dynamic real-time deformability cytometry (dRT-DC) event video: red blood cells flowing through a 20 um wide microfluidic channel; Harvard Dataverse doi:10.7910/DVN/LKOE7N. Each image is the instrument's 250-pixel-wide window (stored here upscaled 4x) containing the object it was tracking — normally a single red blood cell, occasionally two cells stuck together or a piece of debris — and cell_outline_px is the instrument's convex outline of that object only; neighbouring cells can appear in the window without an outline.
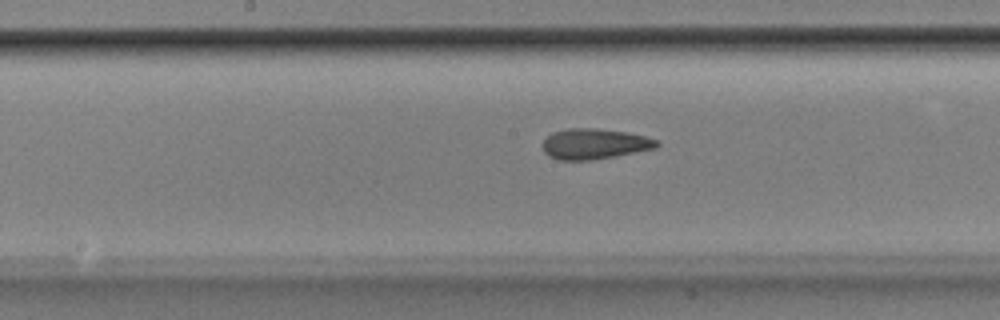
{"species": "Egyptian fruit bat (a non-hibernating species)", "species_latin": "Rousettus aegyptiacus", "temperature_condition": "room temperature", "stored_images_in_passage": 37, "camera_frame_rate_fps": 3000, "um_per_image_px": 0.085, "animal": {"sex": "male"}, "frame": {"image": 1, "passage_image": 12, "time_ms": 3.667, "image_size_px": [1000, 320], "cell_outline_px": [[660, 144], [656, 148], [616, 156], [592, 160], [560, 160], [548, 156], [544, 152], [544, 140], [552, 132], [568, 128], [596, 128], [628, 132], [660, 140]], "centroid_in_image_um": [50.56, 12.23], "position_along_channel_um": 197.6, "area_um2": 20.4}}
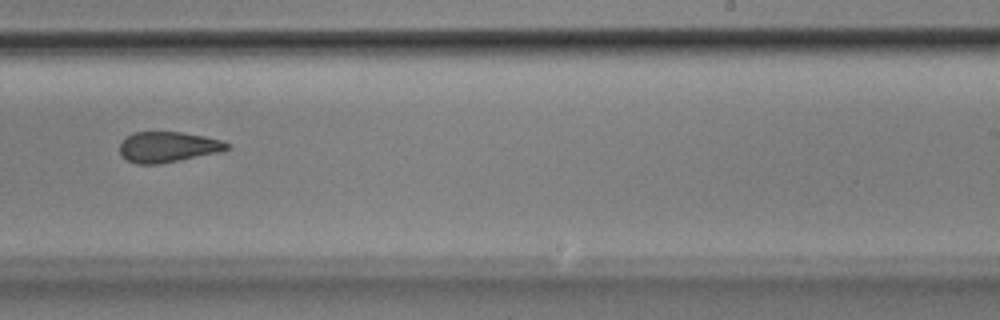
{"frame": {"image": 2, "passage_image": 18, "time_ms": 5.667, "image_size_px": [1000, 320], "cell_outline_px": [[232, 148], [216, 152], [160, 164], [136, 164], [120, 156], [120, 144], [132, 132], [180, 132], [204, 136], [224, 140], [232, 144]], "centroid_in_image_um": [14.29, 12.49], "position_along_channel_um": 274.7, "area_um2": 19.07}}
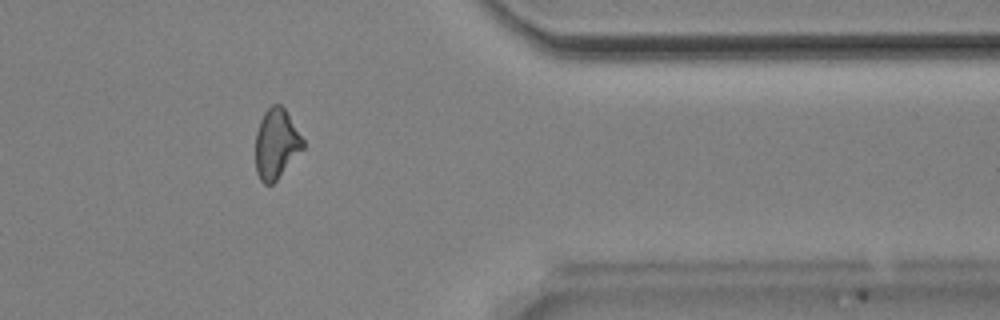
{"frame": {"image": 3, "passage_image": 28, "time_ms": 9.0, "image_size_px": [1000, 320], "cell_outline_px": [[304, 148], [276, 180], [272, 184], [264, 184], [260, 180], [256, 172], [256, 132], [260, 120], [264, 112], [272, 104], [280, 104], [284, 108], [304, 140]], "centroid_in_image_um": [23.47, 12.22], "position_along_channel_um": 387.9, "area_um2": 19.19}, "authors_computed_cell_mechanics": {"area_um2": 20.0566, "velocity_mm_per_s": 3.8782, "shape_relaxation_time_tau1_ms": 9.8987, "shape_relaxation_time_tau2_ms": 2.8306, "deformation_change_tau1": 0.195, "deformation_change_tau2": 0.0933}}